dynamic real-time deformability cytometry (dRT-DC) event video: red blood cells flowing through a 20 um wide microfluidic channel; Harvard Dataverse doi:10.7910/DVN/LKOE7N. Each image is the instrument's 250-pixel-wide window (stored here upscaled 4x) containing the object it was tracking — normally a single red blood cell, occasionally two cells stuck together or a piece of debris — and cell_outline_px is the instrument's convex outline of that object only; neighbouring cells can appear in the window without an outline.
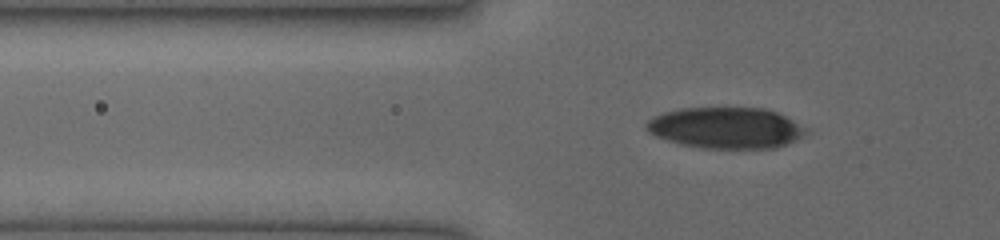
{"species": "human", "species_latin": "Homo sapiens", "temperature_condition": "cold", "stored_images_in_passage": 33, "camera_frame_rate_fps": 3000, "um_per_image_px": 0.085, "donor": {"sex": "female"}, "frame": {"image": 1, "passage_image": 2, "time_ms": 0.333, "image_size_px": [1000, 240], "cell_outline_px": [[812, 128], [808, 132], [776, 148], [704, 148], [680, 144], [656, 136], [648, 132], [644, 128], [644, 124], [652, 116], [664, 112], [680, 108], [764, 108], [776, 112]], "centroid_in_image_um": [61.69, 10.86], "position_along_channel_um": 64.1, "area_um2": 38.38}}
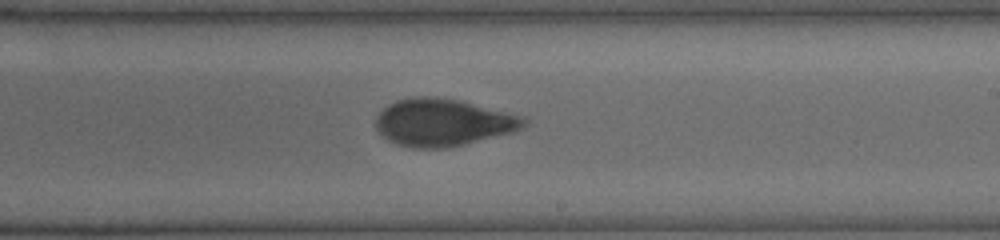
{"frame": {"image": 2, "passage_image": 16, "time_ms": 5.0, "image_size_px": [1000, 240], "cell_outline_px": [[528, 124], [512, 132], [448, 148], [416, 148], [396, 144], [388, 140], [376, 128], [376, 116], [388, 104], [396, 100], [412, 96], [436, 96], [460, 100], [528, 116]], "centroid_in_image_um": [37.69, 10.38], "position_along_channel_um": 251.3, "area_um2": 41.21}}
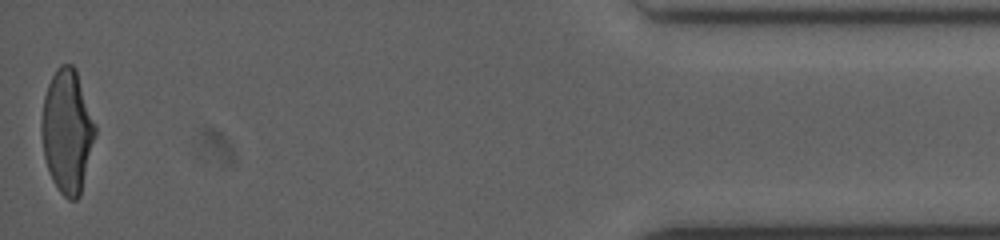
{"frame": {"image": 3, "passage_image": 33, "time_ms": 10.667, "image_size_px": [1000, 240], "cell_outline_px": [[96, 136], [80, 196], [76, 200], [68, 200], [60, 192], [52, 180], [44, 156], [40, 132], [40, 120], [44, 96], [48, 84], [56, 68], [60, 64], [72, 64], [76, 68], [96, 124]], "centroid_in_image_um": [5.71, 11.13], "position_along_channel_um": 429.5, "area_um2": 39.07}}